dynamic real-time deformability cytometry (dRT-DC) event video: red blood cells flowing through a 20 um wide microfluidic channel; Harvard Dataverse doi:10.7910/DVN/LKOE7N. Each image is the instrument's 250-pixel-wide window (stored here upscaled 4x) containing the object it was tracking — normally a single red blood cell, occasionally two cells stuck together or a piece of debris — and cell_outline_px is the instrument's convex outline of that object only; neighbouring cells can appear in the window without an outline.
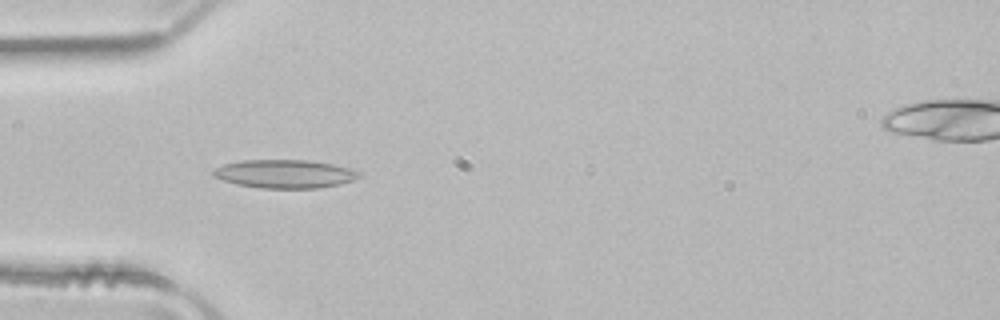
{"species": "common noctule bat (a hibernating species)", "species_latin": "Nyctalus noctula", "temperature_condition": "room temperature", "stored_images_in_passage": 45, "camera_frame_rate_fps": 3000, "um_per_image_px": 0.085, "animal": {"sex": "male", "body_mass_g": 21.5, "forearm_length_mm": 52.0}, "frame": {"image": 1, "passage_image": 10, "time_ms": 3.0, "image_size_px": [1000, 320], "cell_outline_px": [[360, 176], [352, 180], [340, 184], [320, 188], [260, 188], [236, 184], [212, 176], [212, 172], [216, 168], [224, 164], [240, 160], [308, 160], [332, 164], [348, 168], [360, 172]], "centroid_in_image_um": [24.18, 14.78], "position_along_channel_um": 60.8, "area_um2": 24.04}}
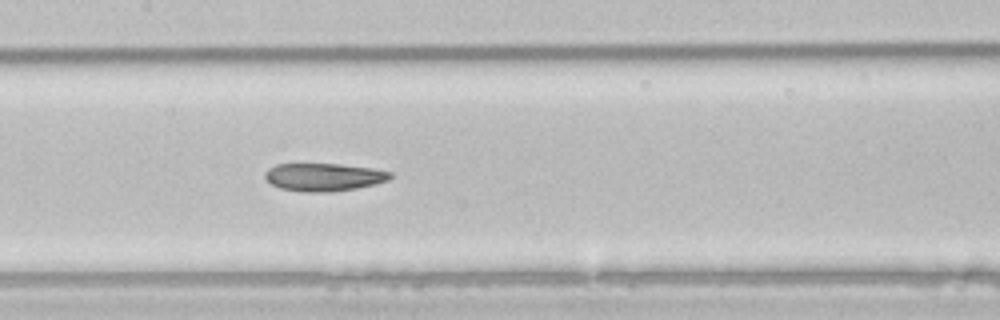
{"frame": {"image": 2, "passage_image": 19, "time_ms": 6.0, "image_size_px": [1000, 320], "cell_outline_px": [[392, 176], [388, 180], [376, 184], [356, 188], [328, 192], [304, 192], [280, 188], [272, 184], [264, 176], [264, 172], [268, 168], [276, 164], [340, 164], [372, 168], [392, 172]], "centroid_in_image_um": [27.52, 15.05], "position_along_channel_um": 179.9, "area_um2": 20.35}}
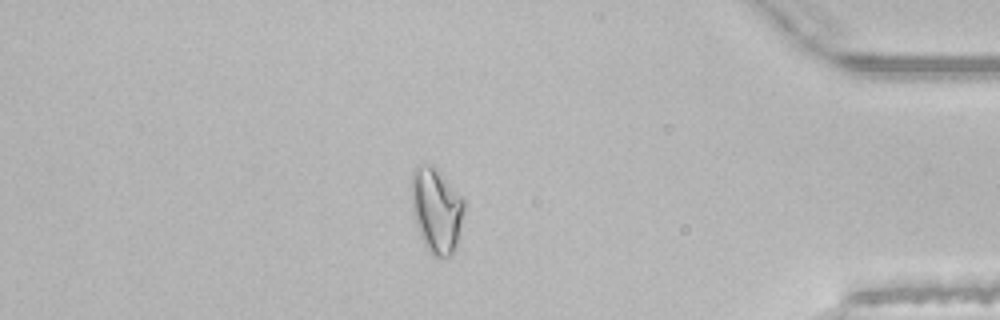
{"frame": {"image": 3, "passage_image": 38, "time_ms": 12.333, "image_size_px": [1000, 320], "cell_outline_px": [[464, 208], [460, 236], [452, 256], [432, 256], [424, 244], [420, 236], [416, 224], [412, 208], [412, 168], [416, 164], [432, 164], [440, 172], [464, 200]], "centroid_in_image_um": [37.09, 17.86], "position_along_channel_um": 398.1, "area_um2": 26.18}, "authors_computed_cell_mechanics": {"area_um2": 22.542, "velocity_mm_per_s": 4.022, "shape_relaxation_time_tau1_ms": null, "shape_relaxation_time_tau2_ms": 1.9782, "deformation_change_tau1": null, "deformation_change_tau2": 0.0867}}